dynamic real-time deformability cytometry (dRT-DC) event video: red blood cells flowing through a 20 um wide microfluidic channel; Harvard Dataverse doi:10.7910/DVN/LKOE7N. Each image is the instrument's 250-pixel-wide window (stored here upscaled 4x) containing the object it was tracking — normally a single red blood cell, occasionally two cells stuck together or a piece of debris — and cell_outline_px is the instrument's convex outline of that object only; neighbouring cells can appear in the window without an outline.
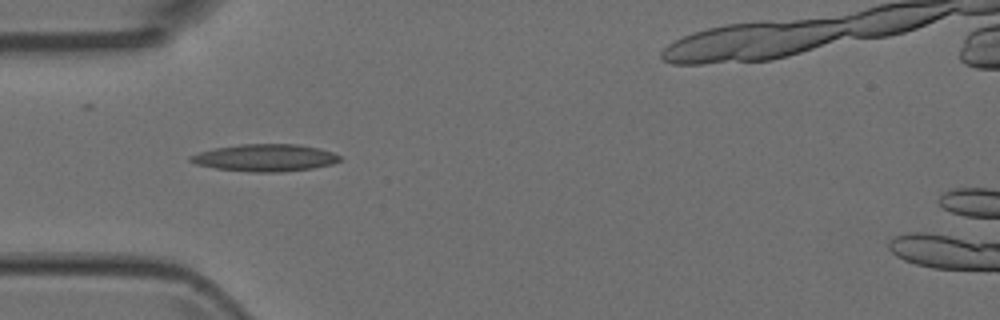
{"species": "Egyptian fruit bat (a non-hibernating species)", "species_latin": "Rousettus aegyptiacus", "temperature_condition": "room temperature", "stored_images_in_passage": 4, "camera_frame_rate_fps": 3000, "um_per_image_px": 0.085, "animal": {"sex": "female"}, "frame": {"image": 1, "passage_image": 1, "time_ms": 0.0, "image_size_px": [1000, 320], "cell_outline_px": [[340, 160], [332, 164], [312, 168], [280, 172], [248, 172], [216, 168], [196, 164], [188, 160], [188, 156], [200, 152], [216, 148], [240, 144], [300, 144], [320, 148], [332, 152], [340, 156]], "centroid_in_image_um": [22.53, 13.41], "position_along_channel_um": 62.5, "area_um2": 23.64}}
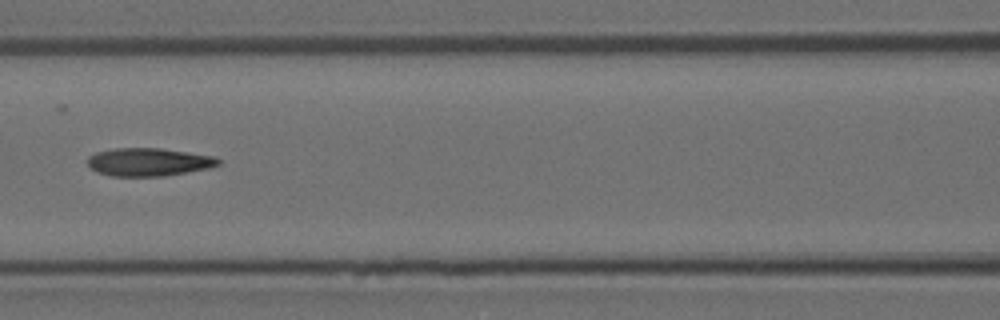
{"frame": {"image": 2, "passage_image": 3, "time_ms": 0.667, "image_size_px": [1000, 320], "cell_outline_px": [[220, 164], [208, 168], [164, 176], [112, 176], [96, 172], [88, 164], [88, 156], [96, 152], [116, 148], [160, 148], [216, 156], [220, 160]], "centroid_in_image_um": [12.64, 13.77], "position_along_channel_um": 154.0, "area_um2": 21.33}}
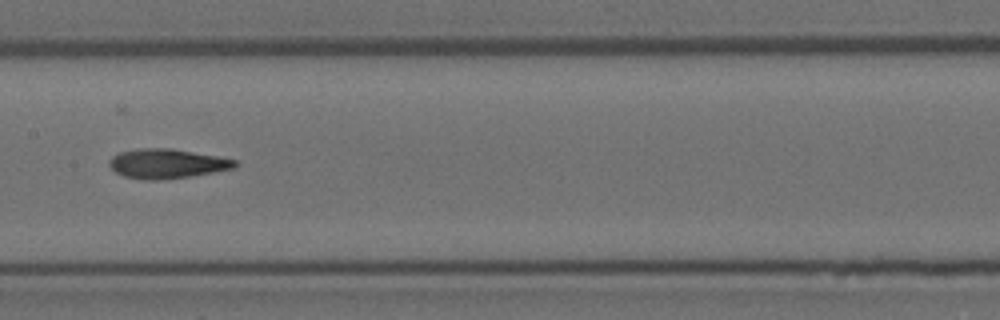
{"frame": {"image": 3, "passage_image": 4, "time_ms": 1.0, "image_size_px": [1000, 320], "cell_outline_px": [[240, 164], [232, 168], [192, 176], [160, 180], [144, 180], [124, 176], [116, 172], [108, 164], [108, 160], [112, 156], [120, 152], [140, 148], [172, 148], [216, 156], [236, 160]], "centroid_in_image_um": [14.16, 13.91], "position_along_channel_um": 193.2, "area_um2": 21.56}}